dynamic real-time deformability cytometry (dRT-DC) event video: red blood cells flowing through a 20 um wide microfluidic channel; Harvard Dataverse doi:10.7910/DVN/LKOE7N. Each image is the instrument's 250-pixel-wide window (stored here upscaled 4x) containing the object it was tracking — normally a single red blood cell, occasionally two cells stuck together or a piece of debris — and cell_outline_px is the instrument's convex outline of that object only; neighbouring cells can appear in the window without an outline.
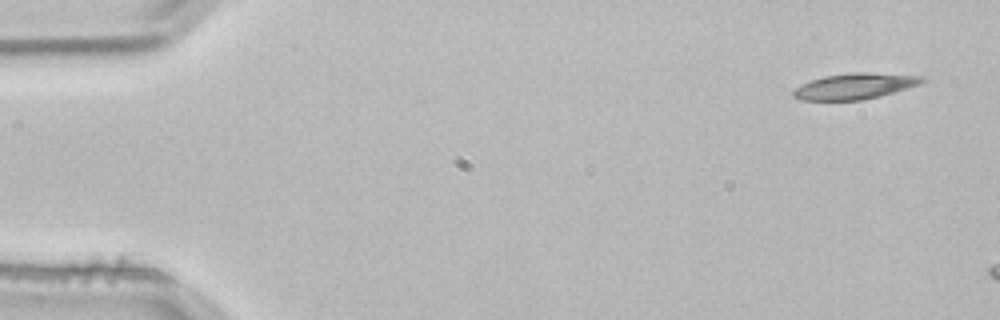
{"species": "common noctule bat (a hibernating species)", "species_latin": "Nyctalus noctula", "temperature_condition": "room temperature", "stored_images_in_passage": 4, "camera_frame_rate_fps": 3000, "um_per_image_px": 0.085, "animal": {"sex": "male", "body_mass_g": 21.5, "forearm_length_mm": 52.0}, "frame": {"image": 1, "passage_image": 1, "time_ms": 0.0, "image_size_px": [1000, 320], "cell_outline_px": [[928, 80], [920, 84], [880, 96], [860, 100], [800, 100], [792, 96], [792, 92], [800, 84], [824, 76], [856, 72], [872, 72], [924, 76]], "centroid_in_image_um": [72.68, 7.32], "position_along_channel_um": 12.3, "area_um2": 19.48}}